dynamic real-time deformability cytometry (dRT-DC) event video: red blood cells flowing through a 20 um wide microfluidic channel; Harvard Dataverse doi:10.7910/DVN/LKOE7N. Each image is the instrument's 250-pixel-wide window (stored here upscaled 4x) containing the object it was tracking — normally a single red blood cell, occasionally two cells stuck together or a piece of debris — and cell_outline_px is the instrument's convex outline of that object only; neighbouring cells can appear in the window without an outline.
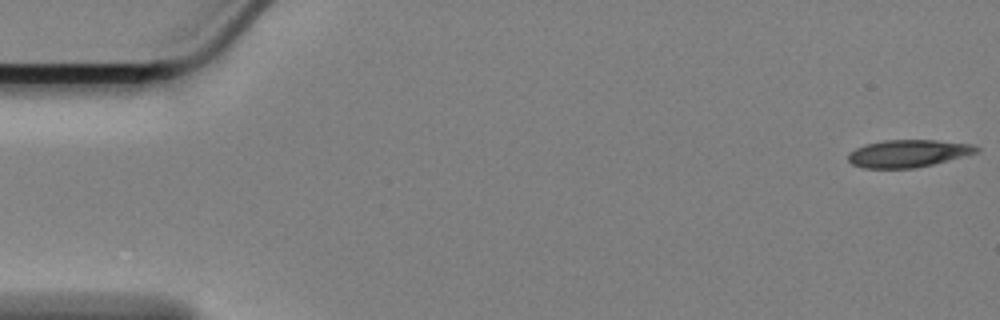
{"species": "Egyptian fruit bat (a non-hibernating species)", "species_latin": "Rousettus aegyptiacus", "temperature_condition": "cold", "stored_images_in_passage": 11, "camera_frame_rate_fps": 3000, "um_per_image_px": 0.085, "animal": {"sex": "female"}, "frame": {"image": 1, "passage_image": 1, "time_ms": 0.0, "image_size_px": [1000, 320], "cell_outline_px": [[980, 148], [976, 152], [932, 164], [916, 168], [864, 168], [852, 164], [848, 160], [848, 152], [864, 144], [884, 140], [936, 140], [972, 144]], "centroid_in_image_um": [77.13, 13.03], "position_along_channel_um": 7.9, "area_um2": 20.35}}